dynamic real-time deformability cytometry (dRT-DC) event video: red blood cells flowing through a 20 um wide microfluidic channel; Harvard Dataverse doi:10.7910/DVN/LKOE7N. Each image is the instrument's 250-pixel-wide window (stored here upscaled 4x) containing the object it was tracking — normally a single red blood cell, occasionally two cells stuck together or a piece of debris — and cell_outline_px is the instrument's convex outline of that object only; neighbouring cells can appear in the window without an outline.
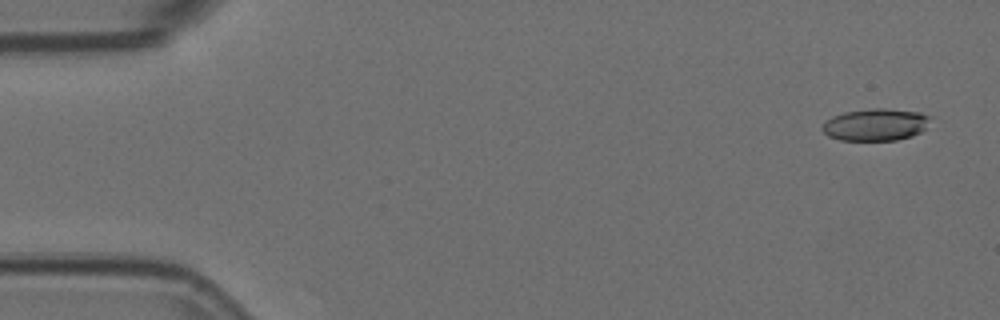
{"species": "Egyptian fruit bat (a non-hibernating species)", "species_latin": "Rousettus aegyptiacus", "temperature_condition": "room temperature", "stored_images_in_passage": 4, "camera_frame_rate_fps": 3000, "um_per_image_px": 0.085, "animal": {"sex": "female"}, "frame": {"image": 1, "passage_image": 1, "time_ms": 0.0, "image_size_px": [1000, 320], "cell_outline_px": [[928, 116], [924, 128], [920, 132], [912, 136], [896, 140], [840, 140], [828, 136], [820, 128], [832, 116], [844, 112], [872, 108], [884, 108], [920, 112]], "centroid_in_image_um": [74.37, 10.59], "position_along_channel_um": 10.6, "area_um2": 19.94}}
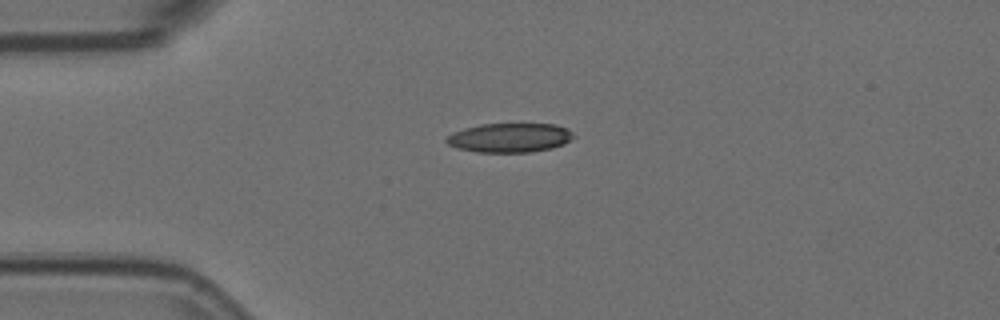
{"frame": {"image": 2, "passage_image": 4, "time_ms": 1.0, "image_size_px": [1000, 320], "cell_outline_px": [[576, 136], [564, 144], [552, 148], [528, 152], [476, 152], [456, 148], [448, 144], [444, 140], [452, 132], [464, 128], [480, 124], [556, 124], [568, 128]], "centroid_in_image_um": [43.33, 11.7], "position_along_channel_um": 41.7, "area_um2": 21.79}}